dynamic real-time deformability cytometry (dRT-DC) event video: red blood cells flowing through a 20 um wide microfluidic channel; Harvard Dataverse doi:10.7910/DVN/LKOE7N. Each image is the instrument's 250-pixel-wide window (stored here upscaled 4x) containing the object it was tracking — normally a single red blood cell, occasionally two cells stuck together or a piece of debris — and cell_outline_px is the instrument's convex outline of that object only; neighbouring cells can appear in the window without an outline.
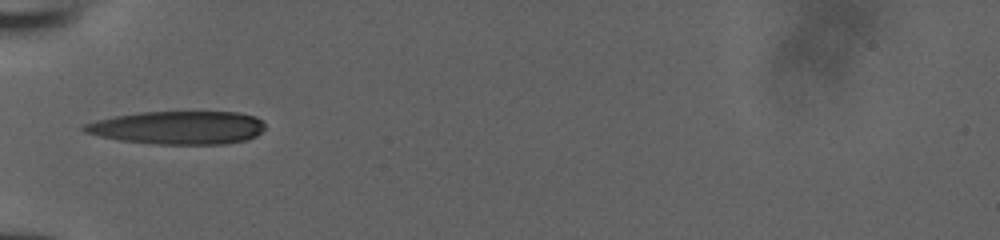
{"species": "human", "species_latin": "Homo sapiens", "temperature_condition": "room temperature", "stored_images_in_passage": 33, "camera_frame_rate_fps": 3000, "um_per_image_px": 0.085, "donor": {"sex": "male"}, "frame": {"image": 1, "passage_image": 1, "time_ms": 0.0, "image_size_px": [1000, 240], "cell_outline_px": [[264, 128], [256, 136], [248, 140], [224, 144], [156, 144], [120, 140], [100, 136], [84, 132], [80, 128], [84, 124], [96, 120], [116, 116], [140, 112], [240, 112], [256, 116], [264, 124]], "centroid_in_image_um": [15.14, 10.85], "position_along_channel_um": 69.9, "area_um2": 35.03}}
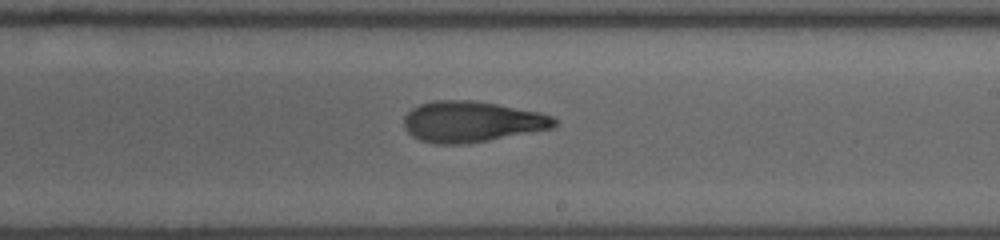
{"frame": {"image": 2, "passage_image": 14, "time_ms": 4.333, "image_size_px": [1000, 240], "cell_outline_px": [[556, 124], [552, 128], [488, 140], [464, 144], [436, 144], [420, 140], [412, 136], [404, 128], [404, 116], [412, 108], [420, 104], [436, 100], [476, 100], [540, 112], [552, 116], [556, 120]], "centroid_in_image_um": [40.07, 10.33], "position_along_channel_um": 248.9, "area_um2": 35.78}}
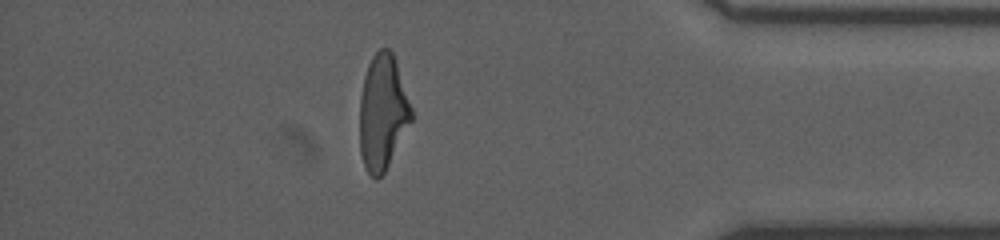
{"frame": {"image": 3, "passage_image": 27, "time_ms": 8.667, "image_size_px": [1000, 240], "cell_outline_px": [[412, 120], [384, 172], [376, 180], [368, 172], [364, 164], [360, 152], [360, 96], [364, 76], [368, 64], [372, 56], [380, 48], [388, 48], [392, 52], [412, 108]], "centroid_in_image_um": [32.51, 9.54], "position_along_channel_um": 402.7, "area_um2": 34.28}}